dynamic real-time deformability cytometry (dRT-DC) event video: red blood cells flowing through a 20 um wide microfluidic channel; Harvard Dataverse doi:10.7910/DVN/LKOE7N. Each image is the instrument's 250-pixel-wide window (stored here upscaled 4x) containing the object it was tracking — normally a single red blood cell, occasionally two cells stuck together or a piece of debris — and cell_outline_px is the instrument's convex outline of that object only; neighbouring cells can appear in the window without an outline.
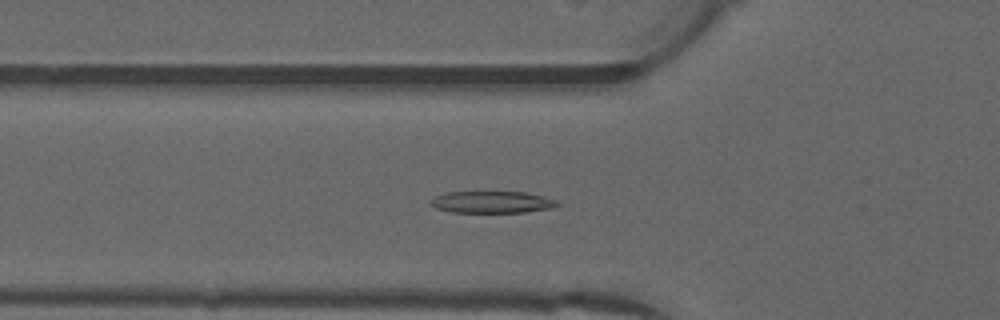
{"species": "common noctule bat (a hibernating species)", "species_latin": "Nyctalus noctula", "temperature_condition": "warm", "stored_images_in_passage": 29, "camera_frame_rate_fps": 3000, "um_per_image_px": 0.085, "animal": {"sex": "male", "forearm_length_mm": 52.5}, "frame": {"image": 1, "passage_image": 17, "time_ms": 5.333, "image_size_px": [1000, 320], "cell_outline_px": [[560, 204], [552, 208], [524, 212], [452, 212], [436, 208], [428, 200], [436, 196], [448, 192], [524, 192], [544, 196], [556, 200]], "centroid_in_image_um": [41.83, 17.17], "position_along_channel_um": 84.0, "area_um2": 16.01}}
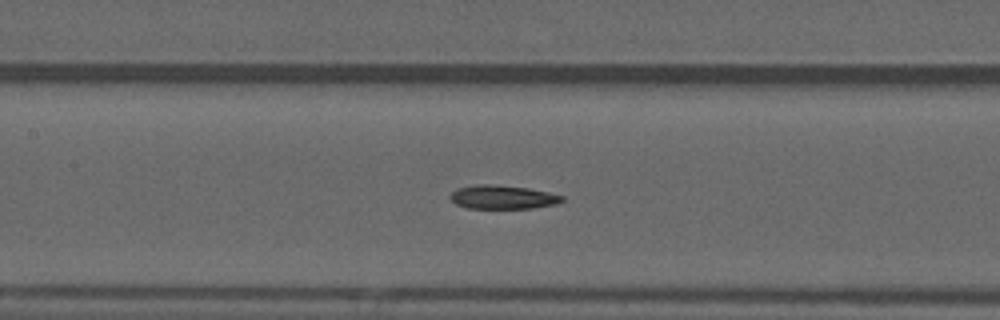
{"frame": {"image": 2, "passage_image": 23, "time_ms": 7.333, "image_size_px": [1000, 320], "cell_outline_px": [[564, 200], [556, 204], [532, 208], [468, 208], [456, 204], [448, 196], [456, 188], [476, 184], [492, 184], [528, 188], [548, 192], [564, 196]], "centroid_in_image_um": [42.71, 16.75], "position_along_channel_um": 164.7, "area_um2": 15.49}}
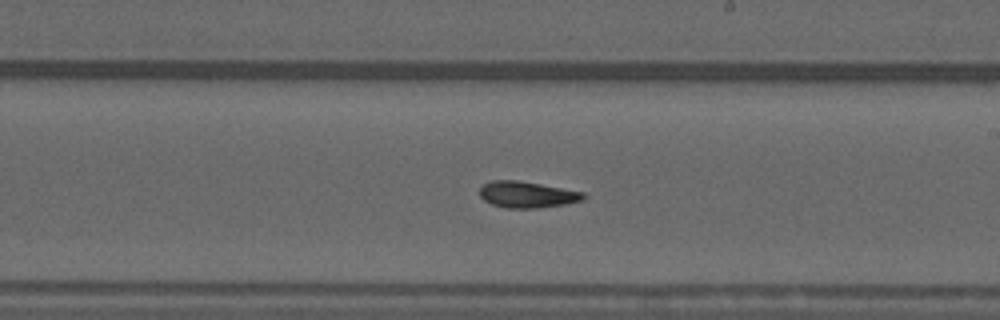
{"frame": {"image": 3, "passage_image": 29, "time_ms": 9.333, "image_size_px": [1000, 320], "cell_outline_px": [[588, 196], [584, 200], [564, 204], [536, 208], [504, 208], [492, 204], [484, 200], [480, 196], [480, 188], [484, 184], [492, 180], [516, 180], [540, 184], [584, 192]], "centroid_in_image_um": [44.81, 16.54], "position_along_channel_um": 244.2, "area_um2": 15.9}}